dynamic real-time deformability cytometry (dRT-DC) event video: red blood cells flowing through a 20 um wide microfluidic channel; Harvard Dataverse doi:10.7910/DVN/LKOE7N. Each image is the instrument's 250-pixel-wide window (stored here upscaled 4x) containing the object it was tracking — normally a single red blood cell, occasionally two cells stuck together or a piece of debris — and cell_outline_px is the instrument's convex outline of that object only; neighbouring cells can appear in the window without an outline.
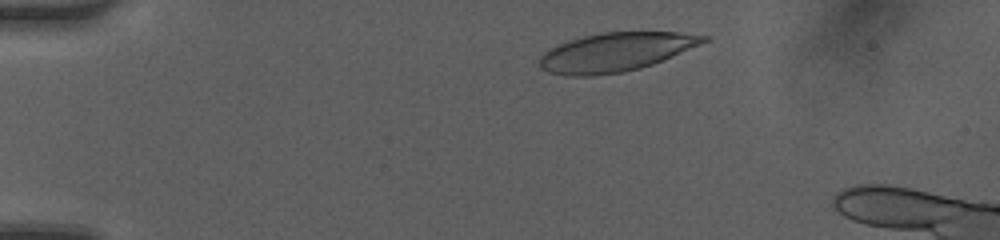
{"species": "human", "species_latin": "Homo sapiens", "temperature_condition": "room temperature", "stored_images_in_passage": 34, "camera_frame_rate_fps": 3000, "um_per_image_px": 0.085, "donor": {"sex": "female"}, "frame": {"image": 1, "passage_image": 2, "time_ms": 0.333, "image_size_px": [1000, 240], "cell_outline_px": [[712, 36], [708, 40], [700, 44], [652, 64], [640, 68], [624, 72], [592, 76], [564, 76], [548, 72], [540, 68], [540, 56], [548, 48], [568, 40], [600, 32], [676, 32]], "centroid_in_image_um": [52.28, 4.43], "position_along_channel_um": 32.7, "area_um2": 37.05}}
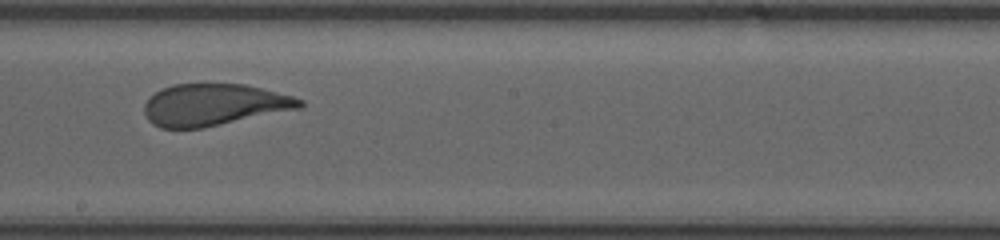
{"frame": {"image": 2, "passage_image": 21, "time_ms": 6.667, "image_size_px": [1000, 240], "cell_outline_px": [[304, 104], [300, 108], [204, 128], [160, 128], [152, 124], [148, 120], [144, 112], [144, 104], [156, 92], [172, 84], [244, 84], [292, 96], [304, 100]], "centroid_in_image_um": [18.17, 8.91], "position_along_channel_um": 230.0, "area_um2": 37.69}}
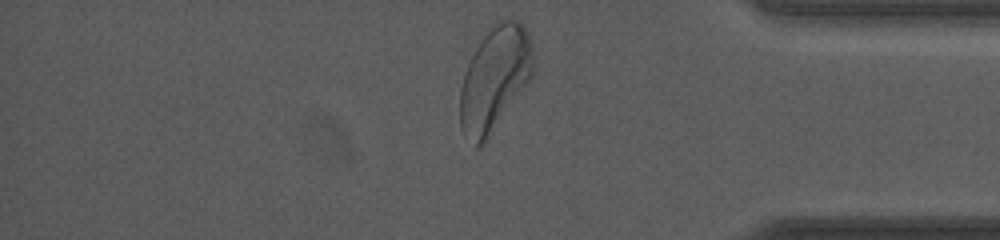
{"frame": {"image": 3, "passage_image": 34, "time_ms": 11.0, "image_size_px": [1000, 240], "cell_outline_px": [[532, 76], [484, 144], [476, 148], [464, 136], [460, 128], [460, 88], [464, 72], [484, 28], [496, 20], [504, 16], [508, 16], [520, 20], [528, 32], [532, 44]], "centroid_in_image_um": [42.02, 6.6], "position_along_channel_um": 393.2, "area_um2": 45.43}, "authors_computed_cell_mechanics": {"area_um2": 38.8127, "velocity_mm_per_s": 4.1811, "shape_relaxation_time_tau1_ms": 4.9879, "shape_relaxation_time_tau2_ms": 0.7867, "deformation_change_tau1": 0.2141, "deformation_change_tau2": 0.0765}}